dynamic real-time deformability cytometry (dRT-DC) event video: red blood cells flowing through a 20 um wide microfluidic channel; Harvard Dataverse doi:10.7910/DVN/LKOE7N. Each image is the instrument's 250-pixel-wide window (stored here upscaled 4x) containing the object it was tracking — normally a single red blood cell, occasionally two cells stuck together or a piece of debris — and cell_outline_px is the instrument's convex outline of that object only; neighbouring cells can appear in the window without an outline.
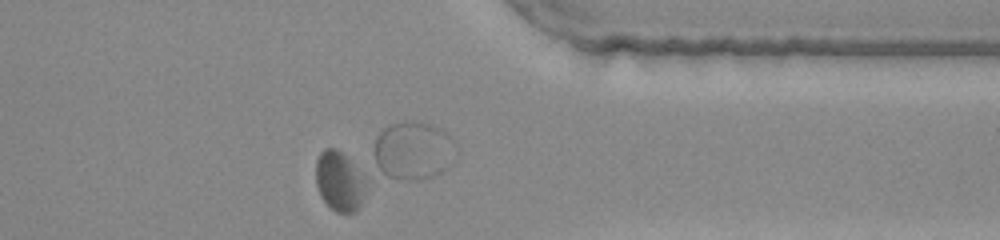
{"species": "common noctule bat (a hibernating species)", "species_latin": "Nyctalus noctula", "temperature_condition": "warm", "stored_images_in_passage": 49, "segment_of_instrument_passage": [2, 3], "camera_frame_rate_fps": 3000, "um_per_image_px": 0.085, "animal": {"sex": "female", "body_mass_g": 22.0, "forearm_length_mm": 56.7}, "frame": {"image": 1, "passage_image": 37, "time_ms": 12.0, "image_size_px": [1000, 240], "cell_outline_px": [[364, 184], [360, 204], [356, 212], [336, 212], [324, 200], [316, 184], [316, 160], [320, 152], [324, 148], [336, 148], [348, 160]], "centroid_in_image_um": [28.76, 15.41], "position_along_channel_um": 382.6, "area_um2": 16.3}}